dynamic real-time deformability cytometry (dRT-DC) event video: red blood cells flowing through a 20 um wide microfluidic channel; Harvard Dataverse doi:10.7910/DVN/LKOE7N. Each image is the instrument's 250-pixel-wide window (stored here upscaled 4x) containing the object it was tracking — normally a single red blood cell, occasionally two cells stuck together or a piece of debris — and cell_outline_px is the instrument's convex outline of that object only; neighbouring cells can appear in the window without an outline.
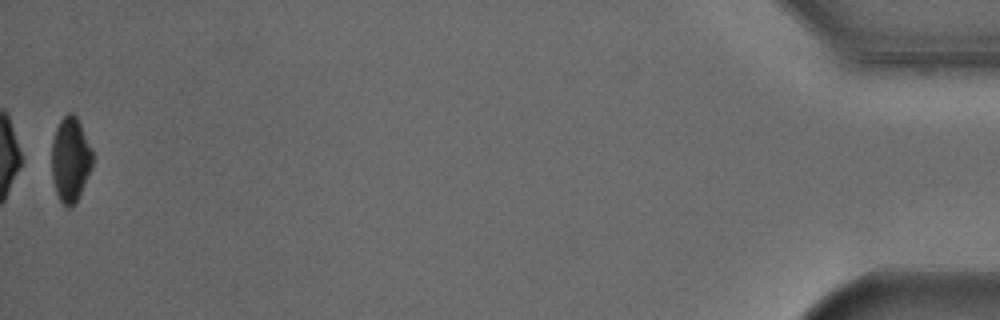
{"species": "Egyptian fruit bat (a non-hibernating species)", "species_latin": "Rousettus aegyptiacus", "temperature_condition": "cold", "stored_images_in_passage": 37, "camera_frame_rate_fps": 3000, "um_per_image_px": 0.085, "animal": {"sex": "male"}, "frame": {"image": 1, "passage_image": 37, "time_ms": 12.0, "image_size_px": [1000, 320], "cell_outline_px": [[92, 168], [80, 196], [76, 204], [72, 208], [68, 208], [60, 200], [56, 192], [52, 176], [52, 140], [56, 128], [60, 120], [68, 112], [72, 112], [76, 116], [80, 124], [92, 152]], "centroid_in_image_um": [5.98, 13.59], "position_along_channel_um": 429.2, "area_um2": 20.17}, "authors_computed_cell_mechanics": {"area_um2": 24.6806, "velocity_mm_per_s": 3.8204, "shape_relaxation_time_tau1_ms": 3.1601, "shape_relaxation_time_tau2_ms": null, "deformation_change_tau1": 0.0815, "deformation_change_tau2": null}}